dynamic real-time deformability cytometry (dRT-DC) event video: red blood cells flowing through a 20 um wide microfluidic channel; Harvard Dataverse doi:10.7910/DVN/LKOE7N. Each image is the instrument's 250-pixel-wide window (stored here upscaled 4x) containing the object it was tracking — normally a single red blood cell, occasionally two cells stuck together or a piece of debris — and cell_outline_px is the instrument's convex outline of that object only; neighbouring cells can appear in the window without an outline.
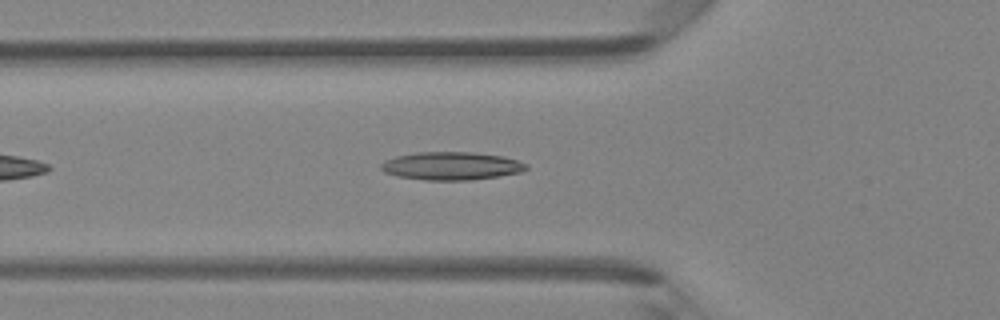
{"species": "Egyptian fruit bat (a non-hibernating species)", "species_latin": "Rousettus aegyptiacus", "temperature_condition": "room temperature", "stored_images_in_passage": 31, "camera_frame_rate_fps": 3000, "um_per_image_px": 0.085, "animal": {"sex": "female"}, "frame": {"image": 1, "passage_image": 6, "time_ms": 1.667, "image_size_px": [1000, 320], "cell_outline_px": [[528, 168], [520, 172], [496, 176], [468, 180], [424, 180], [396, 176], [384, 172], [380, 168], [380, 164], [384, 160], [396, 156], [416, 152], [472, 152], [504, 156], [528, 164]], "centroid_in_image_um": [38.32, 14.1], "position_along_channel_um": 87.5, "area_um2": 23.76}}
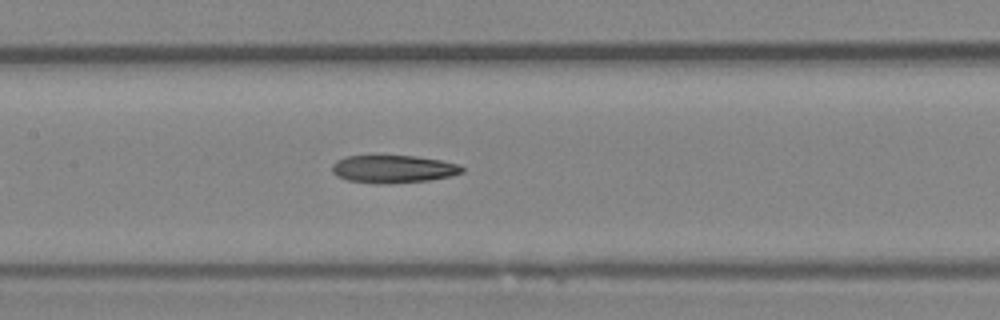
{"frame": {"image": 2, "passage_image": 12, "time_ms": 3.667, "image_size_px": [1000, 320], "cell_outline_px": [[464, 172], [452, 176], [428, 180], [384, 184], [376, 184], [348, 180], [336, 176], [332, 172], [332, 164], [336, 160], [344, 156], [416, 156], [440, 160], [460, 164], [464, 168]], "centroid_in_image_um": [33.42, 14.37], "position_along_channel_um": 174.0, "area_um2": 21.15}}
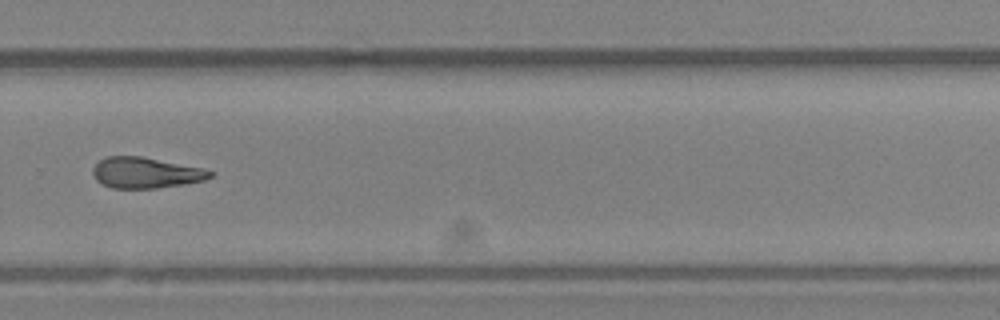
{"frame": {"image": 3, "passage_image": 22, "time_ms": 7.0, "image_size_px": [1000, 320], "cell_outline_px": [[212, 176], [204, 180], [184, 184], [156, 188], [112, 188], [96, 180], [92, 172], [92, 168], [100, 160], [108, 156], [140, 156], [200, 168], [212, 172]], "centroid_in_image_um": [12.34, 14.69], "position_along_channel_um": 317.5, "area_um2": 20.69}}